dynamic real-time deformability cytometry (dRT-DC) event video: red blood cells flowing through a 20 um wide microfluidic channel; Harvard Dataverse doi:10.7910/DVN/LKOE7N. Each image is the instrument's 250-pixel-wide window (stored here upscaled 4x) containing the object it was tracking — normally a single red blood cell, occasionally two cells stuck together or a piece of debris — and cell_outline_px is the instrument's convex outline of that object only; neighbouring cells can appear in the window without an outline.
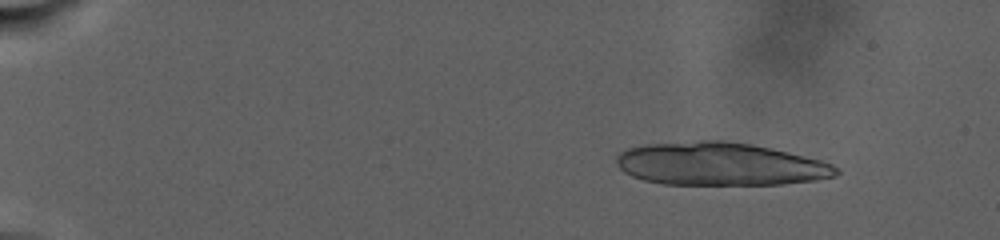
{"species": "human", "species_latin": "Homo sapiens", "temperature_condition": "warm", "stored_images_in_passage": 13, "camera_frame_rate_fps": 3000, "um_per_image_px": 0.085, "donor": {"sex": "male"}, "frame": {"image": 1, "passage_image": 2, "time_ms": 1.333, "image_size_px": [1000, 240], "cell_outline_px": [[840, 172], [836, 176], [816, 180], [780, 184], [664, 184], [644, 180], [632, 176], [624, 172], [616, 164], [616, 156], [620, 152], [628, 148], [644, 144], [700, 140], [724, 140], [752, 144], [772, 148], [820, 160], [832, 164], [840, 168]], "centroid_in_image_um": [61.2, 13.93], "position_along_channel_um": 23.8, "area_um2": 55.2}}